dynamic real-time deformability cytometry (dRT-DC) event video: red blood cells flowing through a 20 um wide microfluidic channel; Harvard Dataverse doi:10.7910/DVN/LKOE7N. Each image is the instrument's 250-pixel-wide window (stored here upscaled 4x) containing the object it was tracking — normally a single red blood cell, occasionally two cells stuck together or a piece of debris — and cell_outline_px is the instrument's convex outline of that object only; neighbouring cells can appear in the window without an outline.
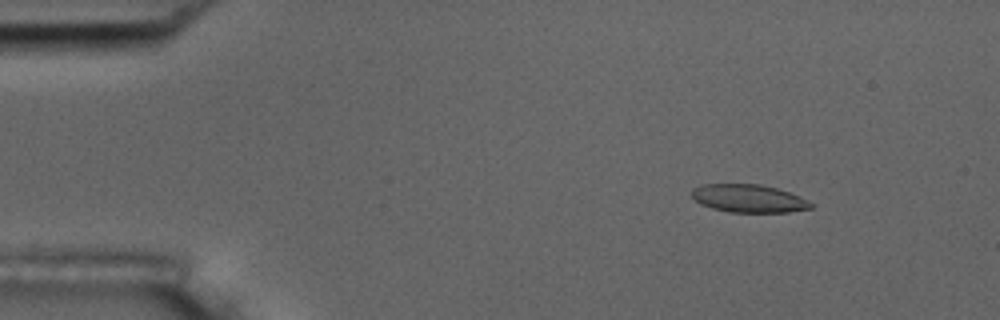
{"species": "common noctule bat (a hibernating species)", "species_latin": "Nyctalus noctula", "temperature_condition": "room temperature", "stored_images_in_passage": 50, "camera_frame_rate_fps": 3000, "um_per_image_px": 0.085, "animal": {"sex": "male", "body_mass_g": 17.5, "forearm_length_mm": 52.3}, "frame": {"image": 1, "passage_image": 1, "time_ms": 0.0, "image_size_px": [1000, 320], "cell_outline_px": [[812, 208], [788, 212], [728, 212], [712, 208], [700, 204], [692, 196], [692, 188], [700, 184], [760, 184], [776, 188], [800, 196], [812, 204]], "centroid_in_image_um": [63.6, 16.86], "position_along_channel_um": 21.4, "area_um2": 19.36}}
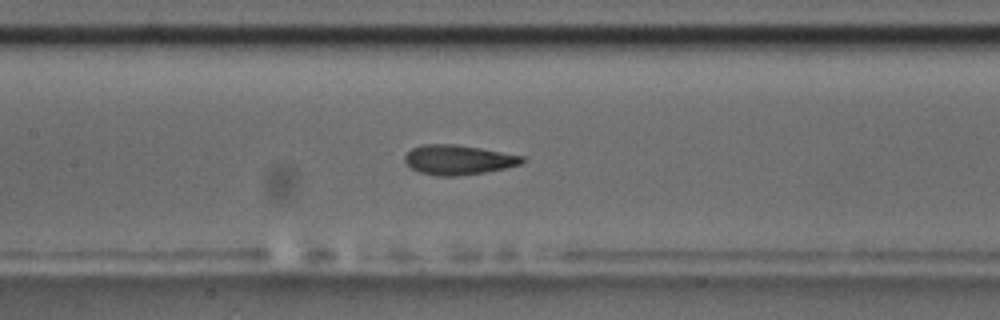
{"frame": {"image": 2, "passage_image": 20, "time_ms": 6.333, "image_size_px": [1000, 320], "cell_outline_px": [[524, 160], [520, 164], [504, 168], [484, 172], [452, 176], [440, 176], [420, 172], [412, 168], [404, 160], [404, 156], [412, 148], [424, 144], [456, 144], [480, 148], [524, 156]], "centroid_in_image_um": [38.94, 13.57], "position_along_channel_um": 168.5, "area_um2": 20.0}}
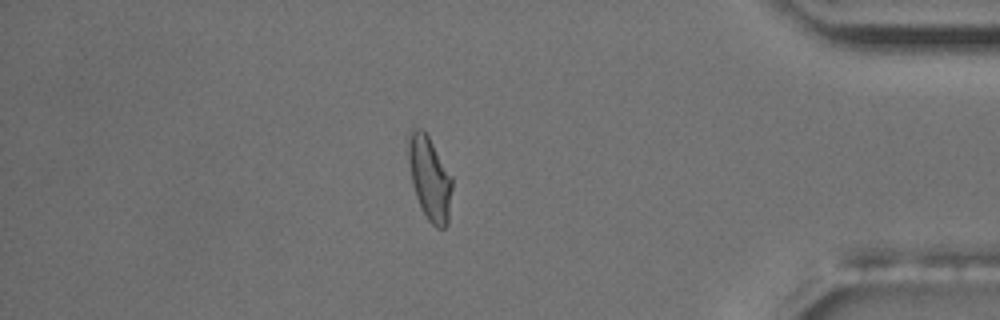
{"frame": {"image": 3, "passage_image": 42, "time_ms": 13.667, "image_size_px": [1000, 320], "cell_outline_px": [[452, 188], [448, 224], [444, 228], [436, 228], [428, 220], [416, 196], [412, 184], [408, 160], [408, 132], [412, 124], [420, 128], [428, 136], [452, 176]], "centroid_in_image_um": [36.51, 15.11], "position_along_channel_um": 398.7, "area_um2": 21.44}, "authors_computed_cell_mechanics": {"area_um2": 20.4612, "velocity_mm_per_s": 3.6093, "shape_relaxation_time_tau1_ms": null, "shape_relaxation_time_tau2_ms": 1.8676, "deformation_change_tau1": null, "deformation_change_tau2": 0.0907}}